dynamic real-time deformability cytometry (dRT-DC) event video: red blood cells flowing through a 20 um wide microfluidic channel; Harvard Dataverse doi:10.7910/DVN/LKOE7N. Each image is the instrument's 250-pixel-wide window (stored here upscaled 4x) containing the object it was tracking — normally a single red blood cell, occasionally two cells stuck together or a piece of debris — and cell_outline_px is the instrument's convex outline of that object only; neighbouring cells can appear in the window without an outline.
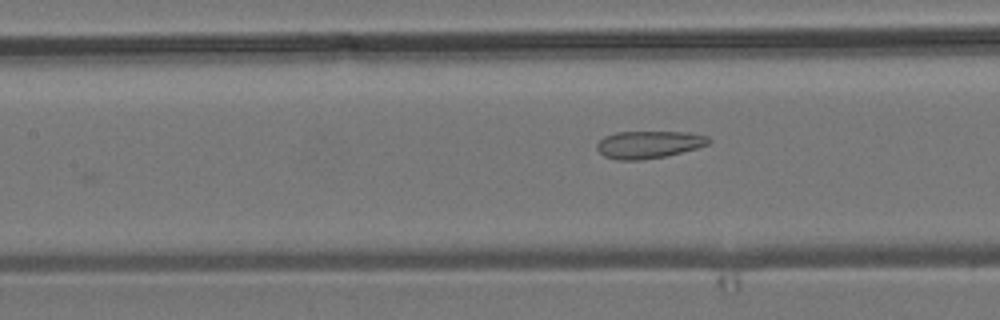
{"species": "common noctule bat (a hibernating species)", "species_latin": "Nyctalus noctula", "temperature_condition": "room temperature", "stored_images_in_passage": 8, "camera_frame_rate_fps": 3000, "um_per_image_px": 0.085, "animal": {"sex": "male", "body_mass_g": 19.2, "forearm_length_mm": 51.8}, "frame": {"image": 1, "passage_image": 8, "time_ms": 8.0, "image_size_px": [1000, 320], "cell_outline_px": [[712, 140], [708, 144], [696, 148], [664, 156], [640, 160], [620, 160], [604, 156], [596, 148], [596, 144], [604, 136], [616, 132], [688, 132], [708, 136]], "centroid_in_image_um": [55.13, 12.27], "position_along_channel_um": 152.3, "area_um2": 17.74}}